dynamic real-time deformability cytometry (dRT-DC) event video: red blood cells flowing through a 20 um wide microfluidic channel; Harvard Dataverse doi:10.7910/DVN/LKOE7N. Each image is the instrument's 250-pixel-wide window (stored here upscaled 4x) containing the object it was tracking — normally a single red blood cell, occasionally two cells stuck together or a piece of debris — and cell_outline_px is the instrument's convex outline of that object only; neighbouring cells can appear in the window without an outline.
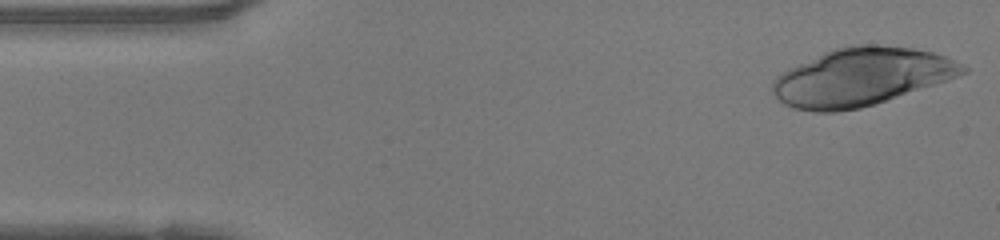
{"species": "human", "species_latin": "Homo sapiens", "temperature_condition": "warm", "stored_images_in_passage": 46, "camera_frame_rate_fps": 3000, "um_per_image_px": 0.085, "donor": {"sex": "female"}, "frame": {"image": 1, "passage_image": 1, "time_ms": 0.0, "image_size_px": [1000, 240], "cell_outline_px": [[968, 72], [948, 80], [860, 108], [836, 112], [812, 112], [792, 108], [784, 104], [772, 92], [772, 80], [776, 76], [824, 52], [848, 44], [876, 44], [912, 48], [932, 52], [944, 56], [968, 68]], "centroid_in_image_um": [73.19, 6.54], "position_along_channel_um": 11.8, "area_um2": 63.46}}